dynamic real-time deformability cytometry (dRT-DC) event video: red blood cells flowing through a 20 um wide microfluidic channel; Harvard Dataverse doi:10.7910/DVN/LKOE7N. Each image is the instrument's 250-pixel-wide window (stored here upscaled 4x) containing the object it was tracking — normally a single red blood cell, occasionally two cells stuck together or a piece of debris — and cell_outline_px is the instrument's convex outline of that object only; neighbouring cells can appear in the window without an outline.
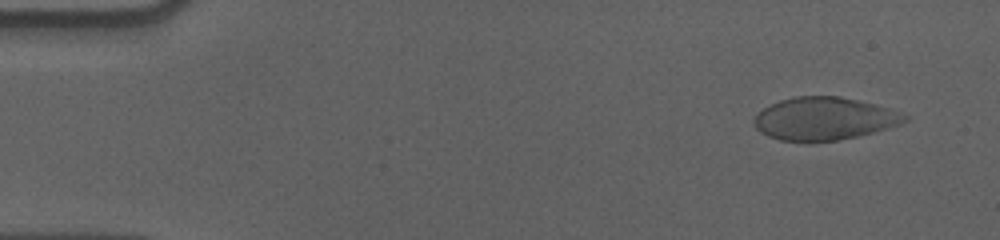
{"species": "human", "species_latin": "Homo sapiens", "temperature_condition": "cold", "stored_images_in_passage": 56, "camera_frame_rate_fps": 3000, "um_per_image_px": 0.085, "donor": {"sex": "male"}, "frame": {"image": 1, "passage_image": 4, "time_ms": 1.0, "image_size_px": [1000, 240], "cell_outline_px": [[908, 120], [900, 124], [872, 132], [856, 136], [836, 140], [780, 140], [768, 136], [760, 132], [756, 128], [756, 116], [764, 108], [780, 100], [796, 96], [840, 96], [872, 104], [908, 116]], "centroid_in_image_um": [70.03, 10.07], "position_along_channel_um": 15.0, "area_um2": 36.41}}
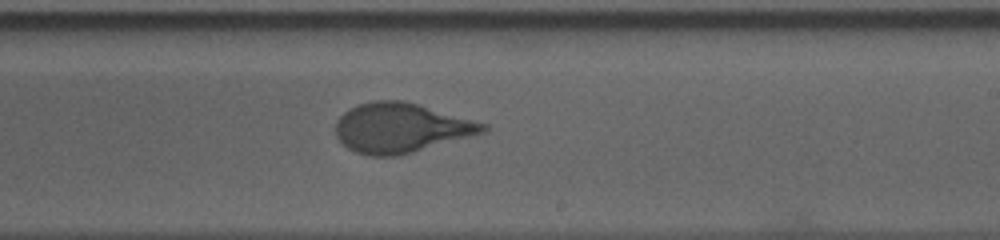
{"frame": {"image": 2, "passage_image": 34, "time_ms": 11.0, "image_size_px": [1000, 240], "cell_outline_px": [[488, 128], [484, 132], [400, 156], [368, 156], [356, 152], [348, 148], [336, 136], [336, 120], [344, 112], [356, 104], [372, 100], [404, 100], [488, 124]], "centroid_in_image_um": [34.05, 10.86], "position_along_channel_um": 255.0, "area_um2": 42.6}}
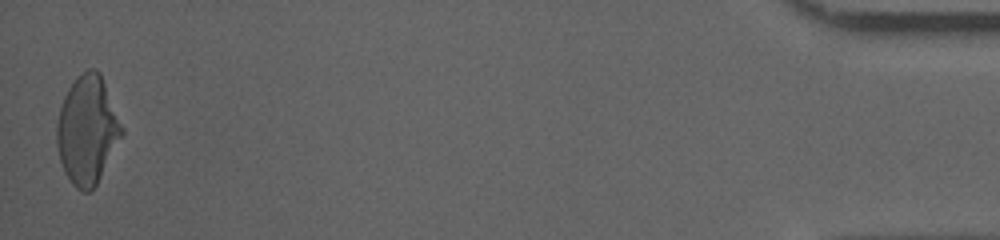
{"frame": {"image": 3, "passage_image": 56, "time_ms": 18.333, "image_size_px": [1000, 240], "cell_outline_px": [[124, 132], [96, 184], [88, 192], [80, 192], [72, 184], [64, 172], [60, 160], [56, 144], [56, 124], [60, 108], [64, 96], [68, 88], [76, 76], [88, 68], [96, 68], [100, 72], [124, 128]], "centroid_in_image_um": [7.41, 11.03], "position_along_channel_um": 427.8, "area_um2": 41.04}, "authors_computed_cell_mechanics": {"area_um2": 41.1536, "velocity_mm_per_s": 3.575, "shape_relaxation_time_tau1_ms": 4.9027, "shape_relaxation_time_tau2_ms": null, "deformation_change_tau1": 0.1939, "deformation_change_tau2": null}}